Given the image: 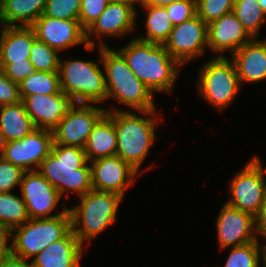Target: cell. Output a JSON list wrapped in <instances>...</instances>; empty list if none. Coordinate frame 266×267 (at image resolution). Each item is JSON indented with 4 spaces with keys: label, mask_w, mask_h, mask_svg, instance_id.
<instances>
[{
    "label": "cell",
    "mask_w": 266,
    "mask_h": 267,
    "mask_svg": "<svg viewBox=\"0 0 266 267\" xmlns=\"http://www.w3.org/2000/svg\"><path fill=\"white\" fill-rule=\"evenodd\" d=\"M173 25L181 24L197 15L196 0H179L165 6Z\"/></svg>",
    "instance_id": "35"
},
{
    "label": "cell",
    "mask_w": 266,
    "mask_h": 267,
    "mask_svg": "<svg viewBox=\"0 0 266 267\" xmlns=\"http://www.w3.org/2000/svg\"><path fill=\"white\" fill-rule=\"evenodd\" d=\"M111 3H121L126 5H131L133 8L136 6V3L140 5V0H108Z\"/></svg>",
    "instance_id": "44"
},
{
    "label": "cell",
    "mask_w": 266,
    "mask_h": 267,
    "mask_svg": "<svg viewBox=\"0 0 266 267\" xmlns=\"http://www.w3.org/2000/svg\"><path fill=\"white\" fill-rule=\"evenodd\" d=\"M113 108L106 111H113V123L117 134L116 155L139 173L140 166L156 137V124L159 123L157 121L159 119H156L158 113L156 109L137 111L146 116L142 117L134 111Z\"/></svg>",
    "instance_id": "4"
},
{
    "label": "cell",
    "mask_w": 266,
    "mask_h": 267,
    "mask_svg": "<svg viewBox=\"0 0 266 267\" xmlns=\"http://www.w3.org/2000/svg\"><path fill=\"white\" fill-rule=\"evenodd\" d=\"M208 25L198 16L174 25L163 46L183 66L201 56L208 46Z\"/></svg>",
    "instance_id": "10"
},
{
    "label": "cell",
    "mask_w": 266,
    "mask_h": 267,
    "mask_svg": "<svg viewBox=\"0 0 266 267\" xmlns=\"http://www.w3.org/2000/svg\"><path fill=\"white\" fill-rule=\"evenodd\" d=\"M241 83L266 79V39H252L231 55Z\"/></svg>",
    "instance_id": "21"
},
{
    "label": "cell",
    "mask_w": 266,
    "mask_h": 267,
    "mask_svg": "<svg viewBox=\"0 0 266 267\" xmlns=\"http://www.w3.org/2000/svg\"><path fill=\"white\" fill-rule=\"evenodd\" d=\"M179 0H140L141 6H167Z\"/></svg>",
    "instance_id": "42"
},
{
    "label": "cell",
    "mask_w": 266,
    "mask_h": 267,
    "mask_svg": "<svg viewBox=\"0 0 266 267\" xmlns=\"http://www.w3.org/2000/svg\"><path fill=\"white\" fill-rule=\"evenodd\" d=\"M30 219L22 197L11 192H0V227L9 233Z\"/></svg>",
    "instance_id": "27"
},
{
    "label": "cell",
    "mask_w": 266,
    "mask_h": 267,
    "mask_svg": "<svg viewBox=\"0 0 266 267\" xmlns=\"http://www.w3.org/2000/svg\"><path fill=\"white\" fill-rule=\"evenodd\" d=\"M199 95L219 111L226 108L240 91V82L233 60L217 56L200 69Z\"/></svg>",
    "instance_id": "8"
},
{
    "label": "cell",
    "mask_w": 266,
    "mask_h": 267,
    "mask_svg": "<svg viewBox=\"0 0 266 267\" xmlns=\"http://www.w3.org/2000/svg\"><path fill=\"white\" fill-rule=\"evenodd\" d=\"M88 161L116 155L117 134L113 111L107 112L93 127L84 146Z\"/></svg>",
    "instance_id": "23"
},
{
    "label": "cell",
    "mask_w": 266,
    "mask_h": 267,
    "mask_svg": "<svg viewBox=\"0 0 266 267\" xmlns=\"http://www.w3.org/2000/svg\"><path fill=\"white\" fill-rule=\"evenodd\" d=\"M53 142V131L36 128L22 139L7 142L0 156L25 171H36L50 154Z\"/></svg>",
    "instance_id": "12"
},
{
    "label": "cell",
    "mask_w": 266,
    "mask_h": 267,
    "mask_svg": "<svg viewBox=\"0 0 266 267\" xmlns=\"http://www.w3.org/2000/svg\"><path fill=\"white\" fill-rule=\"evenodd\" d=\"M0 38L3 36L6 28H7V25H6V22L4 20V16H3V10H2V3L0 1ZM2 28V29H1Z\"/></svg>",
    "instance_id": "43"
},
{
    "label": "cell",
    "mask_w": 266,
    "mask_h": 267,
    "mask_svg": "<svg viewBox=\"0 0 266 267\" xmlns=\"http://www.w3.org/2000/svg\"><path fill=\"white\" fill-rule=\"evenodd\" d=\"M31 27L38 40L58 51L83 43L87 50L94 49V46H88L86 30L79 20L56 19L42 14Z\"/></svg>",
    "instance_id": "15"
},
{
    "label": "cell",
    "mask_w": 266,
    "mask_h": 267,
    "mask_svg": "<svg viewBox=\"0 0 266 267\" xmlns=\"http://www.w3.org/2000/svg\"><path fill=\"white\" fill-rule=\"evenodd\" d=\"M256 155L230 182L231 198L226 203L243 212L259 215L266 194L265 169Z\"/></svg>",
    "instance_id": "9"
},
{
    "label": "cell",
    "mask_w": 266,
    "mask_h": 267,
    "mask_svg": "<svg viewBox=\"0 0 266 267\" xmlns=\"http://www.w3.org/2000/svg\"><path fill=\"white\" fill-rule=\"evenodd\" d=\"M7 145V141L3 132L0 129V155L3 153L5 146Z\"/></svg>",
    "instance_id": "45"
},
{
    "label": "cell",
    "mask_w": 266,
    "mask_h": 267,
    "mask_svg": "<svg viewBox=\"0 0 266 267\" xmlns=\"http://www.w3.org/2000/svg\"><path fill=\"white\" fill-rule=\"evenodd\" d=\"M263 265H264V267H266V251H265V253H264V256H263Z\"/></svg>",
    "instance_id": "47"
},
{
    "label": "cell",
    "mask_w": 266,
    "mask_h": 267,
    "mask_svg": "<svg viewBox=\"0 0 266 267\" xmlns=\"http://www.w3.org/2000/svg\"><path fill=\"white\" fill-rule=\"evenodd\" d=\"M256 224L259 231V235L263 236L266 241V194L263 200L261 211L256 217Z\"/></svg>",
    "instance_id": "40"
},
{
    "label": "cell",
    "mask_w": 266,
    "mask_h": 267,
    "mask_svg": "<svg viewBox=\"0 0 266 267\" xmlns=\"http://www.w3.org/2000/svg\"><path fill=\"white\" fill-rule=\"evenodd\" d=\"M0 68L11 81L17 84L35 71L31 62L0 63Z\"/></svg>",
    "instance_id": "38"
},
{
    "label": "cell",
    "mask_w": 266,
    "mask_h": 267,
    "mask_svg": "<svg viewBox=\"0 0 266 267\" xmlns=\"http://www.w3.org/2000/svg\"><path fill=\"white\" fill-rule=\"evenodd\" d=\"M232 13L252 38L258 37L260 27L266 20L258 0H234Z\"/></svg>",
    "instance_id": "29"
},
{
    "label": "cell",
    "mask_w": 266,
    "mask_h": 267,
    "mask_svg": "<svg viewBox=\"0 0 266 267\" xmlns=\"http://www.w3.org/2000/svg\"><path fill=\"white\" fill-rule=\"evenodd\" d=\"M9 232L0 227V260L10 251Z\"/></svg>",
    "instance_id": "41"
},
{
    "label": "cell",
    "mask_w": 266,
    "mask_h": 267,
    "mask_svg": "<svg viewBox=\"0 0 266 267\" xmlns=\"http://www.w3.org/2000/svg\"><path fill=\"white\" fill-rule=\"evenodd\" d=\"M99 42V55L105 70L107 100L113 98L134 111L155 110L154 96L139 80L127 64L124 56L117 50Z\"/></svg>",
    "instance_id": "3"
},
{
    "label": "cell",
    "mask_w": 266,
    "mask_h": 267,
    "mask_svg": "<svg viewBox=\"0 0 266 267\" xmlns=\"http://www.w3.org/2000/svg\"><path fill=\"white\" fill-rule=\"evenodd\" d=\"M46 1L47 0H1L6 25L31 26L43 14Z\"/></svg>",
    "instance_id": "25"
},
{
    "label": "cell",
    "mask_w": 266,
    "mask_h": 267,
    "mask_svg": "<svg viewBox=\"0 0 266 267\" xmlns=\"http://www.w3.org/2000/svg\"><path fill=\"white\" fill-rule=\"evenodd\" d=\"M234 0H196L197 15L208 25L232 12Z\"/></svg>",
    "instance_id": "32"
},
{
    "label": "cell",
    "mask_w": 266,
    "mask_h": 267,
    "mask_svg": "<svg viewBox=\"0 0 266 267\" xmlns=\"http://www.w3.org/2000/svg\"><path fill=\"white\" fill-rule=\"evenodd\" d=\"M81 0H47L43 14L56 19L78 20Z\"/></svg>",
    "instance_id": "33"
},
{
    "label": "cell",
    "mask_w": 266,
    "mask_h": 267,
    "mask_svg": "<svg viewBox=\"0 0 266 267\" xmlns=\"http://www.w3.org/2000/svg\"><path fill=\"white\" fill-rule=\"evenodd\" d=\"M58 53V50L36 38L30 50L29 60L35 71L58 72L60 62Z\"/></svg>",
    "instance_id": "31"
},
{
    "label": "cell",
    "mask_w": 266,
    "mask_h": 267,
    "mask_svg": "<svg viewBox=\"0 0 266 267\" xmlns=\"http://www.w3.org/2000/svg\"><path fill=\"white\" fill-rule=\"evenodd\" d=\"M109 4L108 0H81L79 22L87 30Z\"/></svg>",
    "instance_id": "36"
},
{
    "label": "cell",
    "mask_w": 266,
    "mask_h": 267,
    "mask_svg": "<svg viewBox=\"0 0 266 267\" xmlns=\"http://www.w3.org/2000/svg\"><path fill=\"white\" fill-rule=\"evenodd\" d=\"M84 148L53 142L50 154L41 162L39 172L58 190L60 196L74 191L83 196L92 190L91 165Z\"/></svg>",
    "instance_id": "2"
},
{
    "label": "cell",
    "mask_w": 266,
    "mask_h": 267,
    "mask_svg": "<svg viewBox=\"0 0 266 267\" xmlns=\"http://www.w3.org/2000/svg\"><path fill=\"white\" fill-rule=\"evenodd\" d=\"M106 113V108L75 103L53 130L54 143L84 148L93 127Z\"/></svg>",
    "instance_id": "11"
},
{
    "label": "cell",
    "mask_w": 266,
    "mask_h": 267,
    "mask_svg": "<svg viewBox=\"0 0 266 267\" xmlns=\"http://www.w3.org/2000/svg\"><path fill=\"white\" fill-rule=\"evenodd\" d=\"M118 51L124 56L134 75L152 94L172 92L181 65L162 44L135 38Z\"/></svg>",
    "instance_id": "1"
},
{
    "label": "cell",
    "mask_w": 266,
    "mask_h": 267,
    "mask_svg": "<svg viewBox=\"0 0 266 267\" xmlns=\"http://www.w3.org/2000/svg\"><path fill=\"white\" fill-rule=\"evenodd\" d=\"M25 172L0 156V192H11L15 186H20Z\"/></svg>",
    "instance_id": "34"
},
{
    "label": "cell",
    "mask_w": 266,
    "mask_h": 267,
    "mask_svg": "<svg viewBox=\"0 0 266 267\" xmlns=\"http://www.w3.org/2000/svg\"><path fill=\"white\" fill-rule=\"evenodd\" d=\"M23 103L32 123L37 129L53 131L75 105L67 94H34L27 96Z\"/></svg>",
    "instance_id": "17"
},
{
    "label": "cell",
    "mask_w": 266,
    "mask_h": 267,
    "mask_svg": "<svg viewBox=\"0 0 266 267\" xmlns=\"http://www.w3.org/2000/svg\"><path fill=\"white\" fill-rule=\"evenodd\" d=\"M0 267H32L31 261L28 262L22 257L13 255L10 251L0 260Z\"/></svg>",
    "instance_id": "39"
},
{
    "label": "cell",
    "mask_w": 266,
    "mask_h": 267,
    "mask_svg": "<svg viewBox=\"0 0 266 267\" xmlns=\"http://www.w3.org/2000/svg\"><path fill=\"white\" fill-rule=\"evenodd\" d=\"M83 245L72 229L31 260L32 267H80Z\"/></svg>",
    "instance_id": "20"
},
{
    "label": "cell",
    "mask_w": 266,
    "mask_h": 267,
    "mask_svg": "<svg viewBox=\"0 0 266 267\" xmlns=\"http://www.w3.org/2000/svg\"><path fill=\"white\" fill-rule=\"evenodd\" d=\"M71 229L69 209L55 217L29 219L9 233L10 240L13 237V241L9 245L10 252L28 260L50 244L63 238Z\"/></svg>",
    "instance_id": "7"
},
{
    "label": "cell",
    "mask_w": 266,
    "mask_h": 267,
    "mask_svg": "<svg viewBox=\"0 0 266 267\" xmlns=\"http://www.w3.org/2000/svg\"><path fill=\"white\" fill-rule=\"evenodd\" d=\"M61 91L76 104H96L107 100L105 74L94 61L68 59L59 62Z\"/></svg>",
    "instance_id": "6"
},
{
    "label": "cell",
    "mask_w": 266,
    "mask_h": 267,
    "mask_svg": "<svg viewBox=\"0 0 266 267\" xmlns=\"http://www.w3.org/2000/svg\"><path fill=\"white\" fill-rule=\"evenodd\" d=\"M258 1H259V6L261 7V9L266 14V0H258Z\"/></svg>",
    "instance_id": "46"
},
{
    "label": "cell",
    "mask_w": 266,
    "mask_h": 267,
    "mask_svg": "<svg viewBox=\"0 0 266 267\" xmlns=\"http://www.w3.org/2000/svg\"><path fill=\"white\" fill-rule=\"evenodd\" d=\"M216 224L221 250L254 242L259 238L256 218L227 203H224Z\"/></svg>",
    "instance_id": "14"
},
{
    "label": "cell",
    "mask_w": 266,
    "mask_h": 267,
    "mask_svg": "<svg viewBox=\"0 0 266 267\" xmlns=\"http://www.w3.org/2000/svg\"><path fill=\"white\" fill-rule=\"evenodd\" d=\"M22 101L30 95L62 93L58 72L34 71L19 84Z\"/></svg>",
    "instance_id": "28"
},
{
    "label": "cell",
    "mask_w": 266,
    "mask_h": 267,
    "mask_svg": "<svg viewBox=\"0 0 266 267\" xmlns=\"http://www.w3.org/2000/svg\"><path fill=\"white\" fill-rule=\"evenodd\" d=\"M36 34L31 26H7L0 38V63L31 62Z\"/></svg>",
    "instance_id": "22"
},
{
    "label": "cell",
    "mask_w": 266,
    "mask_h": 267,
    "mask_svg": "<svg viewBox=\"0 0 266 267\" xmlns=\"http://www.w3.org/2000/svg\"><path fill=\"white\" fill-rule=\"evenodd\" d=\"M136 12L131 5L109 2L101 15L86 30L88 46L95 47L96 43L91 39L94 35V38L96 36L97 38L103 36L122 37L133 31L137 19Z\"/></svg>",
    "instance_id": "18"
},
{
    "label": "cell",
    "mask_w": 266,
    "mask_h": 267,
    "mask_svg": "<svg viewBox=\"0 0 266 267\" xmlns=\"http://www.w3.org/2000/svg\"><path fill=\"white\" fill-rule=\"evenodd\" d=\"M147 11L146 35L136 37L145 42L164 44L174 25L163 6H142Z\"/></svg>",
    "instance_id": "26"
},
{
    "label": "cell",
    "mask_w": 266,
    "mask_h": 267,
    "mask_svg": "<svg viewBox=\"0 0 266 267\" xmlns=\"http://www.w3.org/2000/svg\"><path fill=\"white\" fill-rule=\"evenodd\" d=\"M22 101L19 84L11 81L0 68V106Z\"/></svg>",
    "instance_id": "37"
},
{
    "label": "cell",
    "mask_w": 266,
    "mask_h": 267,
    "mask_svg": "<svg viewBox=\"0 0 266 267\" xmlns=\"http://www.w3.org/2000/svg\"><path fill=\"white\" fill-rule=\"evenodd\" d=\"M30 219L51 218L68 210L62 208L58 214L50 215L61 200L58 190L38 171H26L20 185Z\"/></svg>",
    "instance_id": "13"
},
{
    "label": "cell",
    "mask_w": 266,
    "mask_h": 267,
    "mask_svg": "<svg viewBox=\"0 0 266 267\" xmlns=\"http://www.w3.org/2000/svg\"><path fill=\"white\" fill-rule=\"evenodd\" d=\"M259 245L260 242L257 239L254 242L232 247L224 267H259L266 251V243L262 245V249Z\"/></svg>",
    "instance_id": "30"
},
{
    "label": "cell",
    "mask_w": 266,
    "mask_h": 267,
    "mask_svg": "<svg viewBox=\"0 0 266 267\" xmlns=\"http://www.w3.org/2000/svg\"><path fill=\"white\" fill-rule=\"evenodd\" d=\"M207 37L208 48L221 57L222 52L229 50L232 55L253 39L232 12L209 23Z\"/></svg>",
    "instance_id": "19"
},
{
    "label": "cell",
    "mask_w": 266,
    "mask_h": 267,
    "mask_svg": "<svg viewBox=\"0 0 266 267\" xmlns=\"http://www.w3.org/2000/svg\"><path fill=\"white\" fill-rule=\"evenodd\" d=\"M0 129L7 142L22 139L36 129L23 101L0 106Z\"/></svg>",
    "instance_id": "24"
},
{
    "label": "cell",
    "mask_w": 266,
    "mask_h": 267,
    "mask_svg": "<svg viewBox=\"0 0 266 267\" xmlns=\"http://www.w3.org/2000/svg\"><path fill=\"white\" fill-rule=\"evenodd\" d=\"M79 198V205L68 209L71 213L72 231L84 245V242L95 238L116 221L119 204L124 197L115 192L92 189Z\"/></svg>",
    "instance_id": "5"
},
{
    "label": "cell",
    "mask_w": 266,
    "mask_h": 267,
    "mask_svg": "<svg viewBox=\"0 0 266 267\" xmlns=\"http://www.w3.org/2000/svg\"><path fill=\"white\" fill-rule=\"evenodd\" d=\"M92 188L97 191L115 192L124 197L133 185L138 172L117 155L90 161Z\"/></svg>",
    "instance_id": "16"
}]
</instances>
